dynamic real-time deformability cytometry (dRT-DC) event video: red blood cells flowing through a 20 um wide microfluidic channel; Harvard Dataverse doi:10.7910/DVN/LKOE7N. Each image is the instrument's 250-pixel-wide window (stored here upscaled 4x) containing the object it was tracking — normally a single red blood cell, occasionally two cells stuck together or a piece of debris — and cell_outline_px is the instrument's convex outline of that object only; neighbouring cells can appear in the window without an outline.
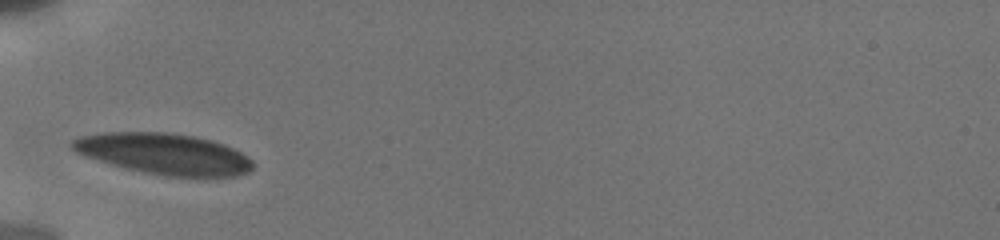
{"species": "human", "species_latin": "Homo sapiens", "temperature_condition": "cold", "stored_images_in_passage": 2, "camera_frame_rate_fps": 3000, "um_per_image_px": 0.085, "donor": {"sex": "male"}, "frame": {"image": 1, "passage_image": 1, "time_ms": 0.0, "image_size_px": [1000, 240], "cell_outline_px": [[252, 168], [248, 172], [240, 176], [204, 180], [168, 176], [144, 172], [112, 164], [84, 156], [76, 152], [68, 144], [72, 140], [80, 136], [104, 132], [164, 132], [196, 136], [212, 140], [224, 144], [248, 156], [252, 160]], "centroid_in_image_um": [14.01, 13.11], "position_along_channel_um": 71.0, "area_um2": 44.04}}